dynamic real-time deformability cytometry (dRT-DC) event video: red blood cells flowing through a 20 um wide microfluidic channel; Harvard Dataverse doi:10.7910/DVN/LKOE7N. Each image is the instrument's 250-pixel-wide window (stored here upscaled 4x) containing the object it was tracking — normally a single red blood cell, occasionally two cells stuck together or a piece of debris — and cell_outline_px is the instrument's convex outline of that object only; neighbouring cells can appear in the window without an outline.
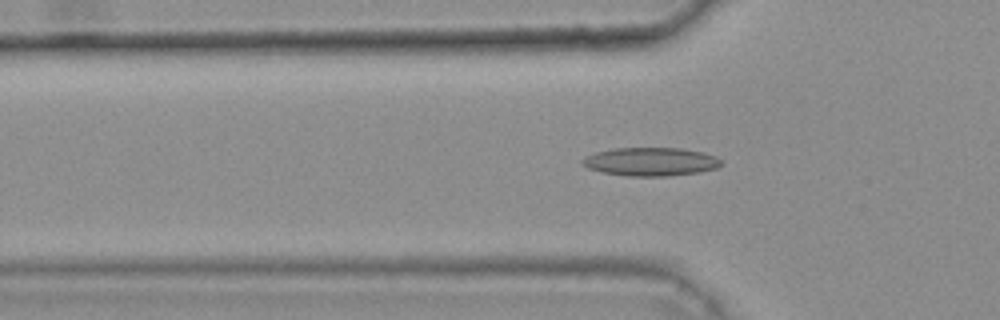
{"species": "common noctule bat (a hibernating species)", "species_latin": "Nyctalus noctula", "temperature_condition": "warm", "stored_images_in_passage": 38, "camera_frame_rate_fps": 3000, "um_per_image_px": 0.085, "animal": {"sex": "female", "body_mass_g": 25.1}, "frame": {"image": 1, "passage_image": 9, "time_ms": 2.667, "image_size_px": [1000, 320], "cell_outline_px": [[724, 164], [716, 168], [700, 172], [668, 176], [628, 176], [604, 172], [588, 168], [580, 164], [580, 160], [596, 152], [616, 148], [680, 148], [704, 152], [716, 156]], "centroid_in_image_um": [55.34, 13.74], "position_along_channel_um": 70.5, "area_um2": 23.0}}
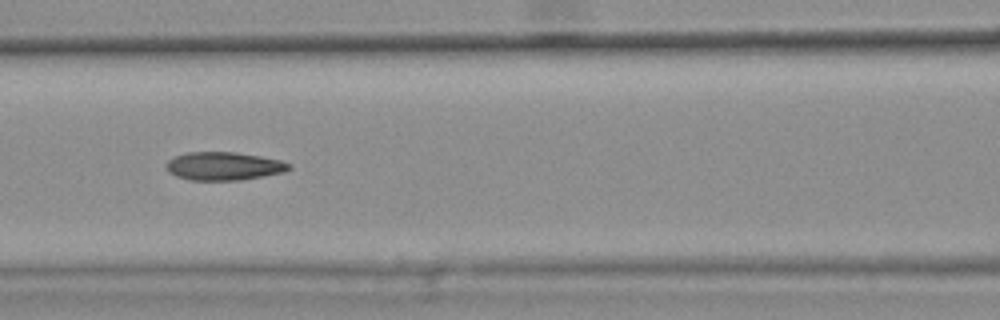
{"frame": {"image": 2, "passage_image": 15, "time_ms": 4.667, "image_size_px": [1000, 320], "cell_outline_px": [[292, 168], [284, 172], [264, 176], [240, 180], [188, 180], [176, 176], [168, 172], [164, 168], [164, 164], [168, 160], [176, 156], [188, 152], [236, 152], [260, 156], [280, 160], [292, 164]], "centroid_in_image_um": [19.01, 14.12], "position_along_channel_um": 147.6, "area_um2": 20.4}}
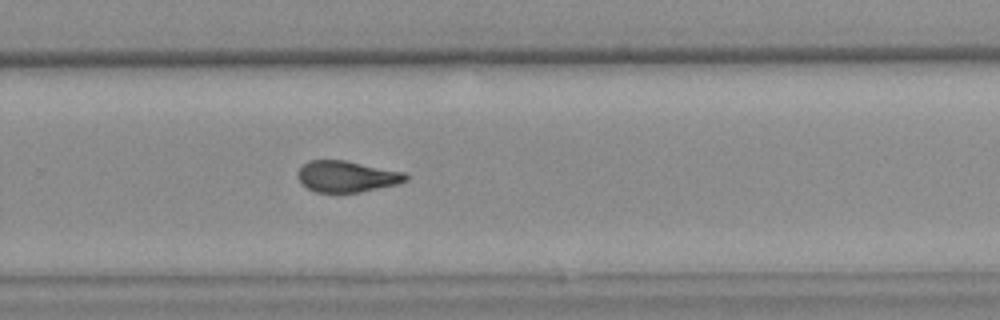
{"frame": {"image": 3, "passage_image": 27, "time_ms": 8.667, "image_size_px": [1000, 320], "cell_outline_px": [[408, 180], [396, 184], [360, 192], [316, 192], [308, 188], [296, 176], [296, 172], [308, 160], [344, 160], [404, 172], [408, 176]], "centroid_in_image_um": [29.46, 14.99], "position_along_channel_um": 300.3, "area_um2": 19.48}, "authors_computed_cell_mechanics": {"area_um2": 20.2878, "velocity_mm_per_s": 3.8283, "shape_relaxation_time_tau1_ms": null, "shape_relaxation_time_tau2_ms": 3.2965, "deformation_change_tau1": null, "deformation_change_tau2": 0.1156}}